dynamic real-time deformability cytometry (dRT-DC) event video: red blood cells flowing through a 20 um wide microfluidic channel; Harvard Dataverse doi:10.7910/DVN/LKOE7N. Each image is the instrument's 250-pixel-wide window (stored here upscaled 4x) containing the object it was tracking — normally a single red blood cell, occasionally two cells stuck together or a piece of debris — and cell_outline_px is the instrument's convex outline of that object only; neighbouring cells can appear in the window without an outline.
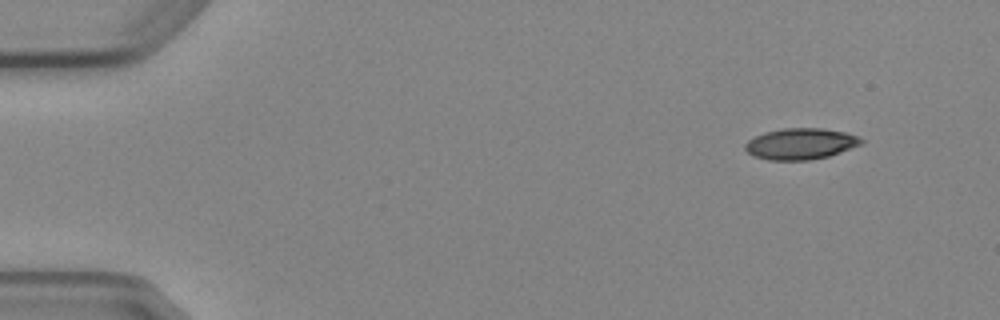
{"species": "Egyptian fruit bat (a non-hibernating species)", "species_latin": "Rousettus aegyptiacus", "temperature_condition": "cold", "stored_images_in_passage": 4, "camera_frame_rate_fps": 3000, "um_per_image_px": 0.085, "animal": {"sex": "female"}, "frame": {"image": 1, "passage_image": 1, "time_ms": 0.0, "image_size_px": [1000, 320], "cell_outline_px": [[864, 140], [860, 144], [840, 152], [828, 156], [808, 160], [768, 160], [752, 156], [744, 148], [744, 144], [748, 140], [764, 132], [784, 128], [824, 128], [844, 132], [860, 136]], "centroid_in_image_um": [68.03, 12.22], "position_along_channel_um": 17.0, "area_um2": 21.1}}
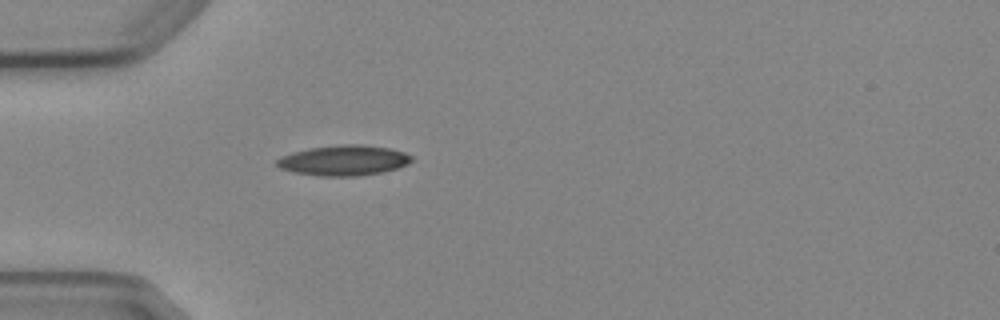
{"frame": {"image": 2, "passage_image": 4, "time_ms": 3.667, "image_size_px": [1000, 320], "cell_outline_px": [[412, 160], [408, 164], [384, 172], [356, 176], [320, 176], [292, 172], [280, 168], [276, 164], [276, 160], [280, 156], [292, 152], [308, 148], [344, 144], [364, 144], [392, 148], [404, 152], [412, 156]], "centroid_in_image_um": [29.21, 13.63], "position_along_channel_um": 55.8, "area_um2": 24.04}}